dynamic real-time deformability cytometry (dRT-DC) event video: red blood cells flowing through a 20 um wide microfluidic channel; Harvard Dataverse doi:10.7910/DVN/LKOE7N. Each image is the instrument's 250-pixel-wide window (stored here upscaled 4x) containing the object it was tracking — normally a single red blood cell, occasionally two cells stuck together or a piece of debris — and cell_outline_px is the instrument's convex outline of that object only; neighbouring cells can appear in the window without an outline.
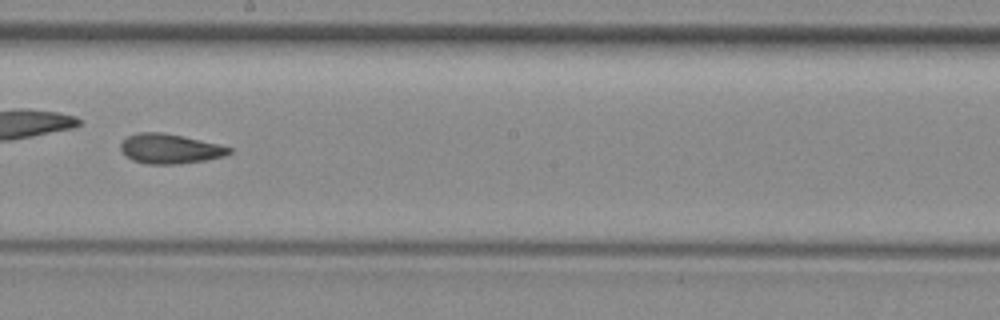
{"species": "common noctule bat (a hibernating species)", "species_latin": "Nyctalus noctula", "temperature_condition": "room temperature", "stored_images_in_passage": 48, "camera_frame_rate_fps": 3000, "um_per_image_px": 0.085, "animal": {"sex": "female", "body_mass_g": 29.2, "forearm_length_mm": 56.3}, "frame": {"image": 1, "passage_image": 28, "time_ms": 9.0, "image_size_px": [1000, 320], "cell_outline_px": [[232, 152], [224, 156], [204, 160], [180, 164], [148, 164], [132, 160], [120, 148], [120, 144], [128, 136], [136, 132], [160, 132], [184, 136], [232, 148]], "centroid_in_image_um": [14.43, 12.64], "position_along_channel_um": 233.8, "area_um2": 18.61}, "authors_computed_cell_mechanics": {"area_um2": 19.2763, "velocity_mm_per_s": 3.9442, "shape_relaxation_time_tau1_ms": null, "shape_relaxation_time_tau2_ms": 4.101, "deformation_change_tau1": null, "deformation_change_tau2": 0.1079}}